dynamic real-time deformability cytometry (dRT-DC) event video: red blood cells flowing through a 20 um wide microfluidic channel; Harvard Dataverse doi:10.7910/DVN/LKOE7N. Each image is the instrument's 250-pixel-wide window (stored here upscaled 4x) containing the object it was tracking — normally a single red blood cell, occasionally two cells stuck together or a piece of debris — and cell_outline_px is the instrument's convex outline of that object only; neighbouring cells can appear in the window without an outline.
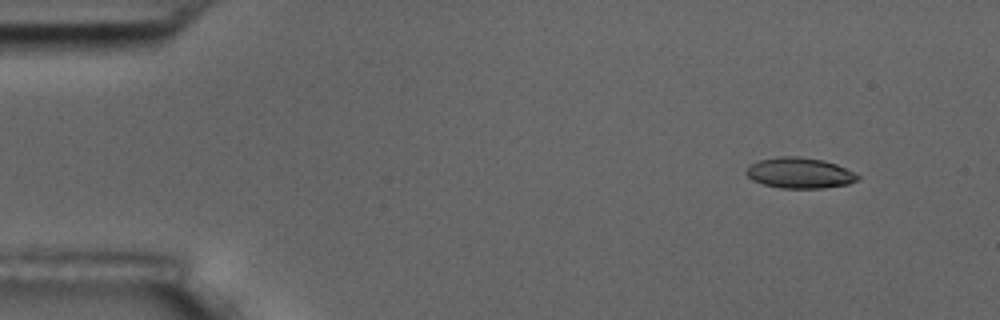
{"species": "common noctule bat (a hibernating species)", "species_latin": "Nyctalus noctula", "temperature_condition": "room temperature", "stored_images_in_passage": 4, "camera_frame_rate_fps": 3000, "um_per_image_px": 0.085, "animal": {"sex": "male", "body_mass_g": 17.5, "forearm_length_mm": 52.3}, "frame": {"image": 1, "passage_image": 1, "time_ms": 0.0, "image_size_px": [1000, 320], "cell_outline_px": [[860, 180], [848, 184], [824, 188], [780, 188], [764, 184], [752, 180], [744, 172], [752, 164], [760, 160], [780, 156], [800, 156], [824, 160], [836, 164], [860, 176]], "centroid_in_image_um": [67.98, 14.7], "position_along_channel_um": 17.0, "area_um2": 19.88}}
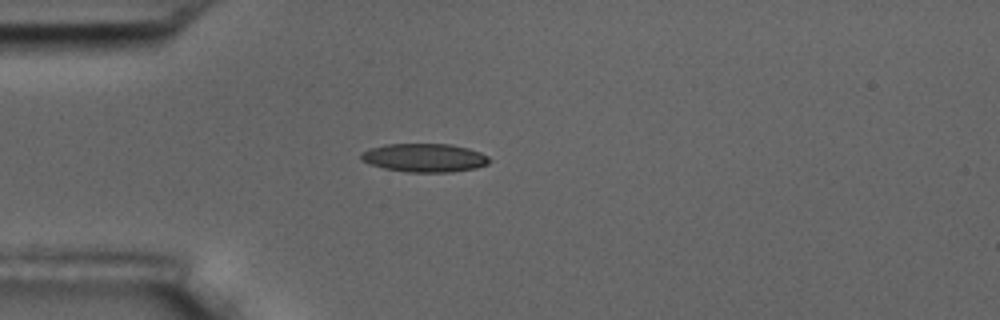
{"frame": {"image": 2, "passage_image": 4, "time_ms": 3.333, "image_size_px": [1000, 320], "cell_outline_px": [[492, 160], [488, 164], [476, 168], [452, 172], [408, 172], [384, 168], [368, 164], [360, 160], [360, 152], [368, 148], [384, 144], [452, 144], [468, 148], [480, 152], [488, 156]], "centroid_in_image_um": [36.06, 13.4], "position_along_channel_um": 48.9, "area_um2": 21.62}}